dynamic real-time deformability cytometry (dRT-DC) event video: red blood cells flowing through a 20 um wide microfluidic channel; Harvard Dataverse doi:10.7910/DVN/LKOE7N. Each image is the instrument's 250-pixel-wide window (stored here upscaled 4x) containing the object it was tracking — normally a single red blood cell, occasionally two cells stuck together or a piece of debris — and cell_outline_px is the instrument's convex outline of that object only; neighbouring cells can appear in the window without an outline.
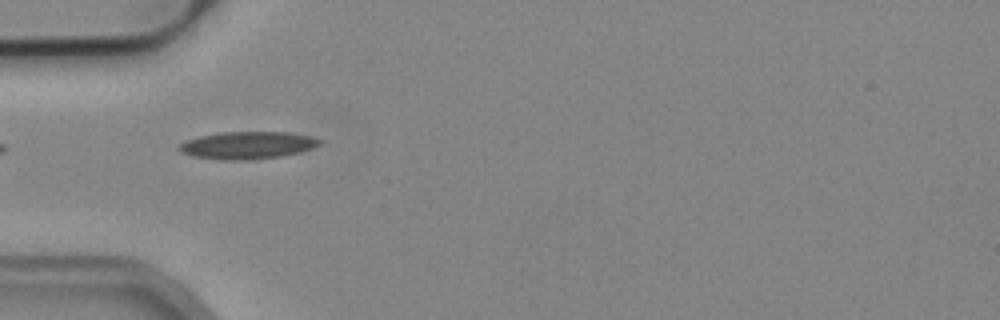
{"species": "common noctule bat (a hibernating species)", "species_latin": "Nyctalus noctula", "temperature_condition": "cold", "stored_images_in_passage": 4, "camera_frame_rate_fps": 3000, "um_per_image_px": 0.085, "animal": {"sex": "male", "body_mass_g": 19.2, "forearm_length_mm": 51.8}, "frame": {"image": 1, "passage_image": 1, "time_ms": 0.0, "image_size_px": [1000, 320], "cell_outline_px": [[324, 140], [320, 144], [312, 148], [300, 152], [284, 156], [244, 160], [220, 160], [192, 156], [180, 152], [176, 148], [184, 140], [200, 136], [220, 132], [288, 132], [312, 136]], "centroid_in_image_um": [21.03, 12.34], "position_along_channel_um": 64.0, "area_um2": 22.72}}
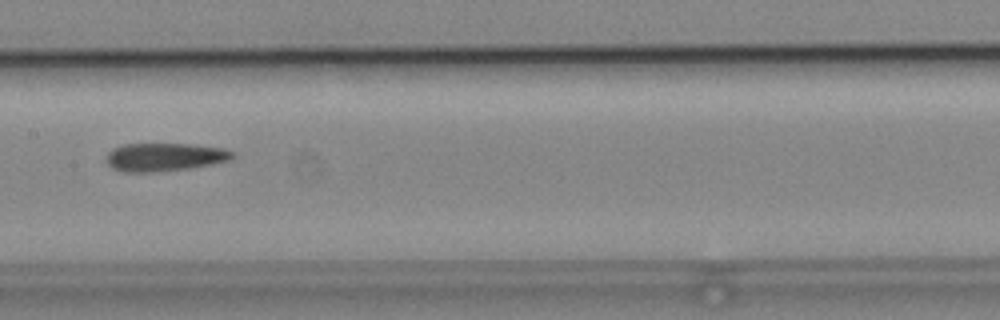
{"frame": {"image": 2, "passage_image": 4, "time_ms": 1.0, "image_size_px": [1000, 320], "cell_outline_px": [[236, 156], [228, 160], [212, 164], [188, 168], [152, 172], [124, 172], [112, 168], [104, 160], [108, 152], [112, 148], [120, 144], [188, 144], [224, 148], [236, 152]], "centroid_in_image_um": [13.96, 13.34], "position_along_channel_um": 193.4, "area_um2": 20.87}}